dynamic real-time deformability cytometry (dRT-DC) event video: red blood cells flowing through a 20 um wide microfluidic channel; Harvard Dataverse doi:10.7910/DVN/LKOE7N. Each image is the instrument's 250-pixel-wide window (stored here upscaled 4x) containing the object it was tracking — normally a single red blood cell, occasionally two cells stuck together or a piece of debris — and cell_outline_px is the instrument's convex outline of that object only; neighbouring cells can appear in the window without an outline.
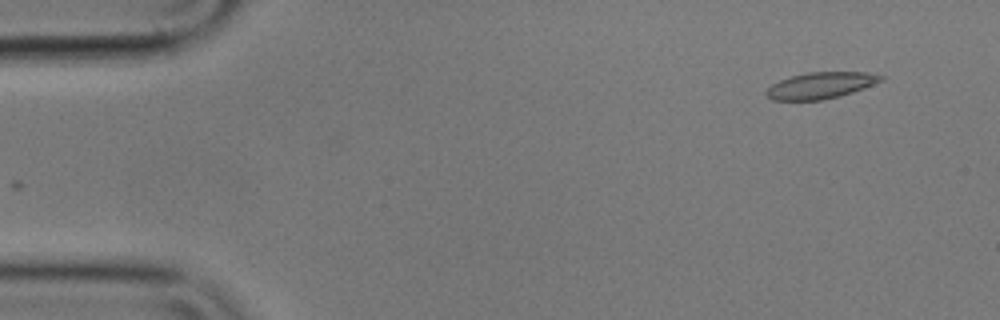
{"species": "common noctule bat (a hibernating species)", "species_latin": "Nyctalus noctula", "temperature_condition": "cold", "stored_images_in_passage": 50, "camera_frame_rate_fps": 3000, "um_per_image_px": 0.085, "animal": {"sex": "male", "body_mass_g": 17.9}, "frame": {"image": 1, "passage_image": 1, "time_ms": 0.0, "image_size_px": [1000, 320], "cell_outline_px": [[888, 76], [884, 80], [852, 92], [840, 96], [820, 100], [772, 100], [764, 92], [772, 84], [780, 80], [792, 76], [808, 72], [868, 72]], "centroid_in_image_um": [69.8, 7.25], "position_along_channel_um": 15.2, "area_um2": 17.63}}
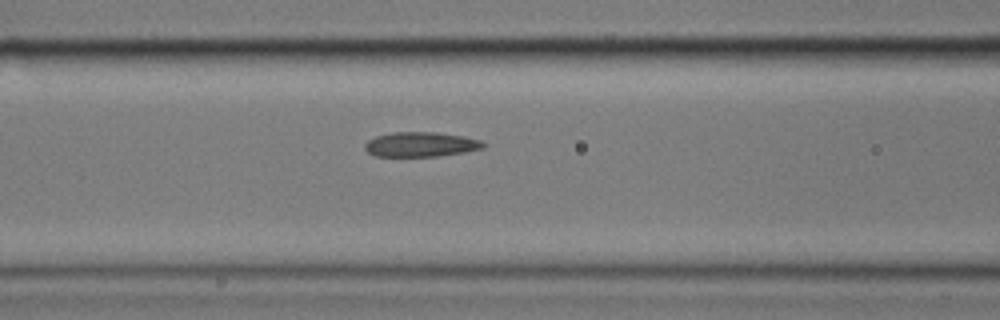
{"frame": {"image": 2, "passage_image": 19, "time_ms": 6.0, "image_size_px": [1000, 320], "cell_outline_px": [[488, 144], [484, 148], [464, 152], [436, 156], [376, 156], [368, 152], [364, 148], [364, 144], [368, 140], [376, 136], [392, 132], [436, 132], [464, 136], [480, 140]], "centroid_in_image_um": [35.78, 12.27], "position_along_channel_um": 130.8, "area_um2": 17.11}}
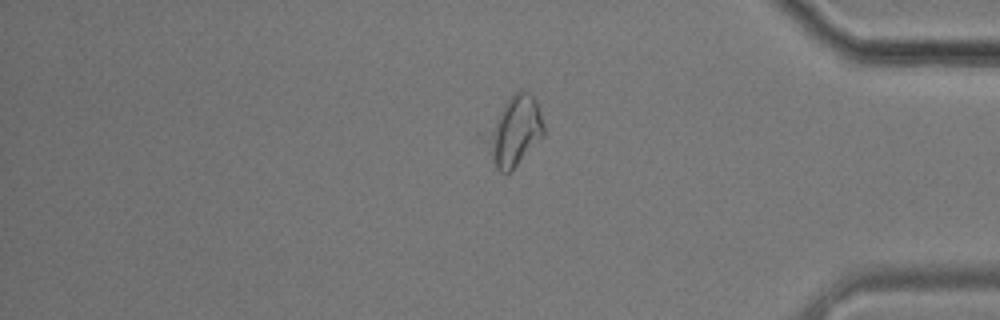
{"frame": {"image": 3, "passage_image": 43, "time_ms": 14.0, "image_size_px": [1000, 320], "cell_outline_px": [[544, 136], [504, 176], [496, 168], [480, 136], [480, 132], [504, 104], [520, 88], [528, 92], [536, 100], [544, 124]], "centroid_in_image_um": [43.63, 11.14], "position_along_channel_um": 391.6, "area_um2": 23.81}, "authors_computed_cell_mechanics": {"area_um2": 17.8602, "velocity_mm_per_s": 3.5679, "shape_relaxation_time_tau1_ms": 6.8666, "shape_relaxation_time_tau2_ms": 1.9477, "deformation_change_tau1": 0.1418, "deformation_change_tau2": 0.0749}}